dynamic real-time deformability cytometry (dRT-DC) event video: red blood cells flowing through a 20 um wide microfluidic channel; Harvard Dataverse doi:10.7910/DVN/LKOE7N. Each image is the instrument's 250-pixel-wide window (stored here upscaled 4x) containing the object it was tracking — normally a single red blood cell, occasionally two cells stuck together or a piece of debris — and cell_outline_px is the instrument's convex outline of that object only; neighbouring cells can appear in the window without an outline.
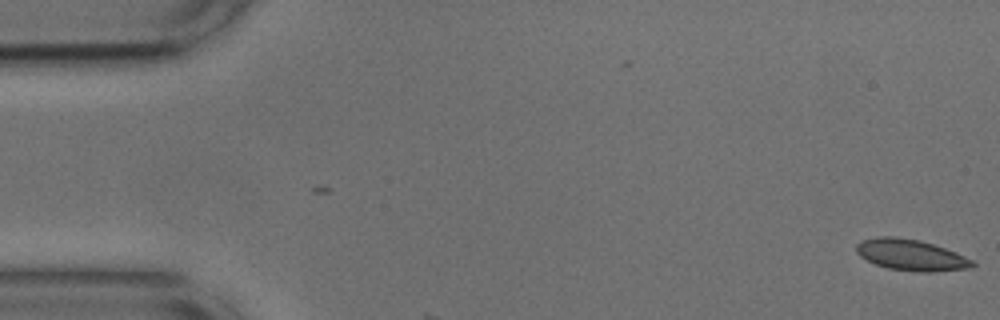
{"species": "common noctule bat (a hibernating species)", "species_latin": "Nyctalus noctula", "temperature_condition": "cold", "stored_images_in_passage": 2, "camera_frame_rate_fps": 3000, "um_per_image_px": 0.085, "animal": {"sex": "male", "body_mass_g": 17.9, "forearm_length_mm": 54.2}, "frame": {"image": 1, "passage_image": 2, "time_ms": 0.333, "image_size_px": [1000, 320], "cell_outline_px": [[976, 264], [968, 268], [932, 272], [920, 272], [888, 268], [876, 264], [860, 256], [856, 252], [856, 244], [860, 240], [876, 236], [896, 236], [920, 240], [956, 252], [972, 260]], "centroid_in_image_um": [77.39, 21.66], "position_along_channel_um": 7.6, "area_um2": 21.04}}